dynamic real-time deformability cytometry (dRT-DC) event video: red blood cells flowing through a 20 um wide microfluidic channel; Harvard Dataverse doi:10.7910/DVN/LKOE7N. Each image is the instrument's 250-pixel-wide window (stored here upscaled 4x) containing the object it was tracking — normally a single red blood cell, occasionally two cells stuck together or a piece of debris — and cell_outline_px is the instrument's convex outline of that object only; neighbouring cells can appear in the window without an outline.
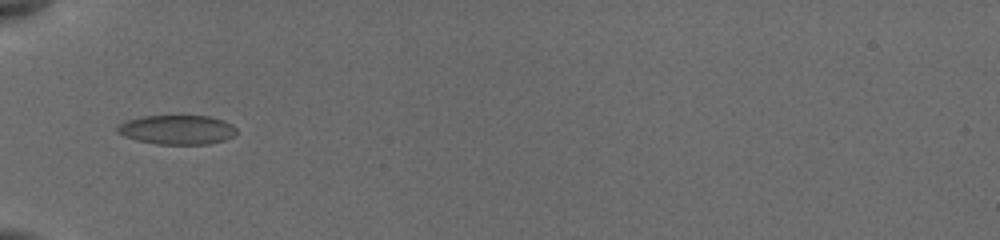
{"species": "common noctule bat (a hibernating species)", "species_latin": "Nyctalus noctula", "temperature_condition": "cold", "stored_images_in_passage": 3, "camera_frame_rate_fps": 3000, "um_per_image_px": 0.085, "animal": {"sex": "female", "body_mass_g": 19.5, "forearm_length_mm": 54.1}, "frame": {"image": 1, "passage_image": 1, "time_ms": 0.0, "image_size_px": [1000, 240], "cell_outline_px": [[236, 132], [232, 136], [224, 140], [208, 144], [156, 144], [136, 140], [124, 136], [116, 132], [116, 128], [124, 120], [144, 116], [208, 116], [224, 120], [232, 124], [236, 128]], "centroid_in_image_um": [15.03, 11.02], "position_along_channel_um": 70.0, "area_um2": 20.4}}
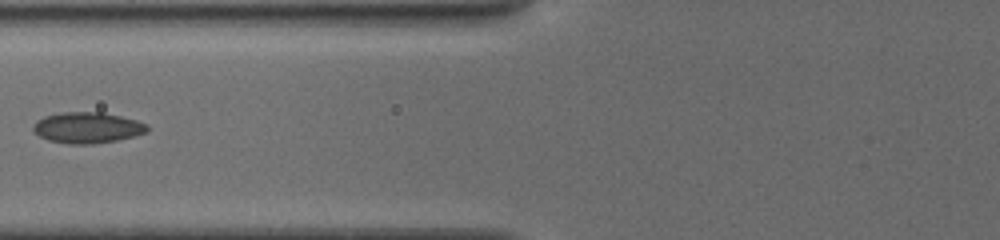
{"frame": {"image": 2, "passage_image": 2, "time_ms": 1.333, "image_size_px": [1000, 240], "cell_outline_px": [[148, 132], [136, 136], [116, 140], [92, 144], [68, 144], [48, 140], [40, 136], [32, 128], [32, 124], [36, 120], [44, 116], [60, 112], [104, 112], [136, 120], [148, 124]], "centroid_in_image_um": [7.43, 10.85], "position_along_channel_um": 118.4, "area_um2": 20.75}}
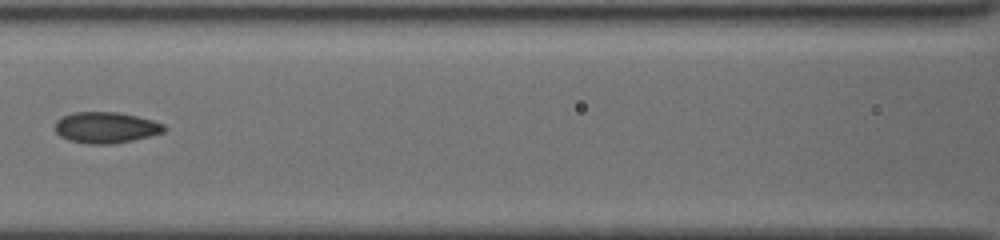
{"frame": {"image": 3, "passage_image": 3, "time_ms": 2.333, "image_size_px": [1000, 240], "cell_outline_px": [[168, 128], [164, 132], [132, 140], [112, 144], [88, 144], [68, 140], [60, 136], [52, 128], [56, 120], [72, 112], [120, 112], [152, 120], [164, 124]], "centroid_in_image_um": [8.97, 10.84], "position_along_channel_um": 157.6, "area_um2": 19.94}}